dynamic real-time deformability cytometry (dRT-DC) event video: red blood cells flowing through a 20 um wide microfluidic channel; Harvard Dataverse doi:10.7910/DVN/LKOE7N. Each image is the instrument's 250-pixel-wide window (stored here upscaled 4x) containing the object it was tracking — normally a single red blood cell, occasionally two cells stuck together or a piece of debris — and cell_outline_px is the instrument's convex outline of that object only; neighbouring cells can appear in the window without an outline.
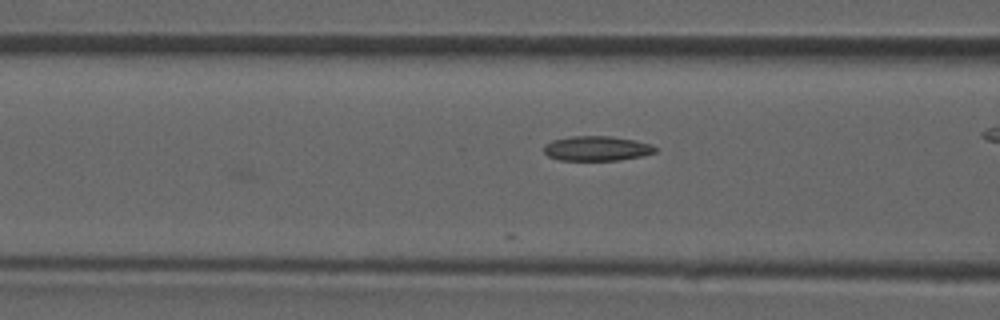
{"species": "common noctule bat (a hibernating species)", "species_latin": "Nyctalus noctula", "temperature_condition": "room temperature", "stored_images_in_passage": 9, "camera_frame_rate_fps": 3000, "um_per_image_px": 0.085, "animal": {"sex": "male", "forearm_length_mm": 52.5}, "frame": {"image": 1, "passage_image": 6, "time_ms": 1.667, "image_size_px": [1000, 320], "cell_outline_px": [[656, 152], [644, 156], [616, 160], [560, 160], [548, 156], [544, 152], [544, 144], [552, 140], [572, 136], [612, 136], [636, 140], [652, 144], [656, 148]], "centroid_in_image_um": [50.74, 12.61], "position_along_channel_um": 115.9, "area_um2": 16.18}}